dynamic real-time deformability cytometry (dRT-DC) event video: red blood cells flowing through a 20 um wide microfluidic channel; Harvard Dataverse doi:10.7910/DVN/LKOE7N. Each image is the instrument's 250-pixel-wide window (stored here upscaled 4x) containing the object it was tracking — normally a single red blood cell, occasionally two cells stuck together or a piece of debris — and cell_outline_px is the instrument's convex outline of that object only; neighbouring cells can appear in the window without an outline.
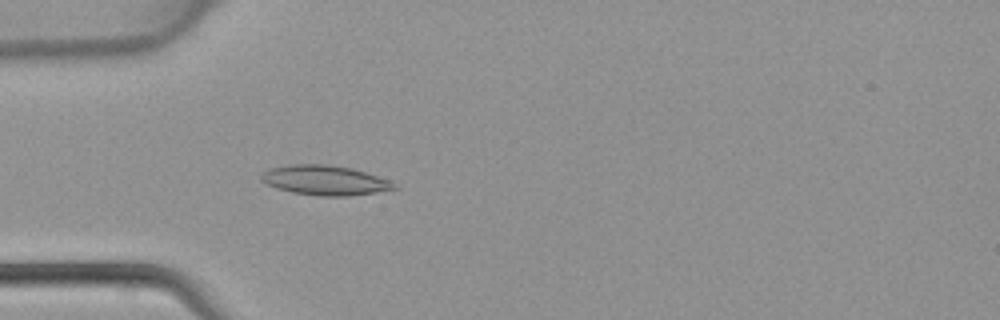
{"species": "common noctule bat (a hibernating species)", "species_latin": "Nyctalus noctula", "temperature_condition": "warm", "stored_images_in_passage": 36, "camera_frame_rate_fps": 3000, "um_per_image_px": 0.085, "animal": {"sex": "female", "body_mass_g": 22.7, "forearm_length_mm": 54.2}, "frame": {"image": 1, "passage_image": 5, "time_ms": 1.333, "image_size_px": [1000, 320], "cell_outline_px": [[400, 188], [376, 192], [348, 196], [320, 196], [292, 192], [276, 188], [260, 180], [260, 176], [268, 168], [288, 164], [328, 164], [352, 168], [388, 180], [396, 184]], "centroid_in_image_um": [27.59, 15.32], "position_along_channel_um": 57.4, "area_um2": 23.06}}
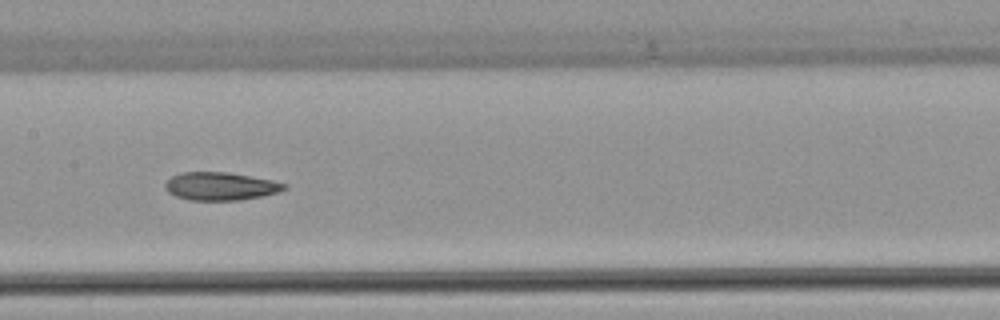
{"frame": {"image": 2, "passage_image": 14, "time_ms": 4.333, "image_size_px": [1000, 320], "cell_outline_px": [[288, 188], [264, 196], [240, 200], [188, 200], [176, 196], [168, 192], [164, 188], [164, 184], [172, 176], [180, 172], [224, 172], [272, 180], [288, 184]], "centroid_in_image_um": [18.73, 15.83], "position_along_channel_um": 188.7, "area_um2": 19.42}}
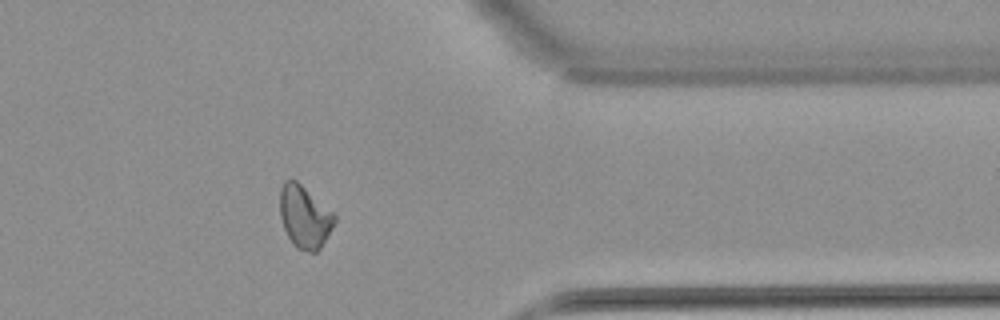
{"frame": {"image": 3, "passage_image": 28, "time_ms": 9.0, "image_size_px": [1000, 320], "cell_outline_px": [[336, 220], [320, 248], [316, 252], [308, 252], [296, 248], [292, 244], [284, 228], [280, 216], [280, 188], [284, 180], [296, 180], [332, 212], [336, 216]], "centroid_in_image_um": [25.86, 18.44], "position_along_channel_um": 385.5, "area_um2": 19.59}}